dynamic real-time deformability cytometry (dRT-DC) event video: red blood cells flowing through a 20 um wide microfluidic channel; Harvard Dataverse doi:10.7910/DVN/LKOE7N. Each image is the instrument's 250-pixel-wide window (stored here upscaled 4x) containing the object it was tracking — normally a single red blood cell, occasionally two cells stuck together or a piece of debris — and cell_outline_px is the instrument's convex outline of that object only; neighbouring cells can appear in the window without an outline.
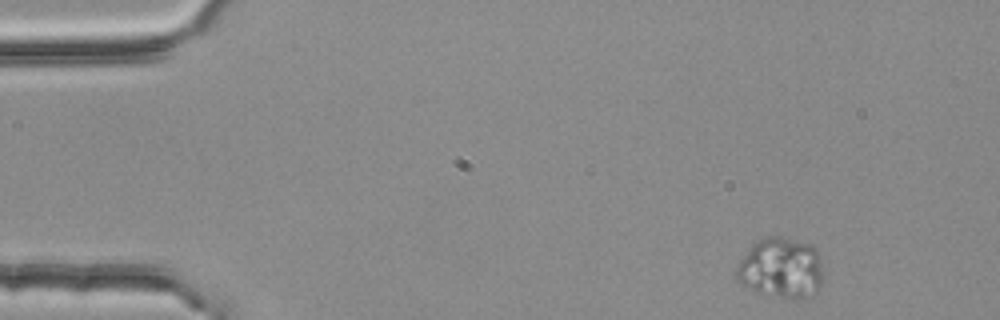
{"species": "common noctule bat (a hibernating species)", "species_latin": "Nyctalus noctula", "temperature_condition": "room temperature", "stored_images_in_passage": 49, "camera_frame_rate_fps": 3000, "um_per_image_px": 0.085, "animal": {"sex": "female", "body_mass_g": 25.1}, "frame": {"image": 1, "passage_image": 1, "time_ms": 0.0, "image_size_px": [1000, 320], "cell_outline_px": [[820, 284], [816, 292], [808, 300], [796, 300], [760, 292], [740, 284], [736, 280], [736, 268], [752, 240], [768, 236], [780, 236], [808, 244], [820, 256]], "centroid_in_image_um": [66.33, 22.79], "position_along_channel_um": 18.7, "area_um2": 30.63}}
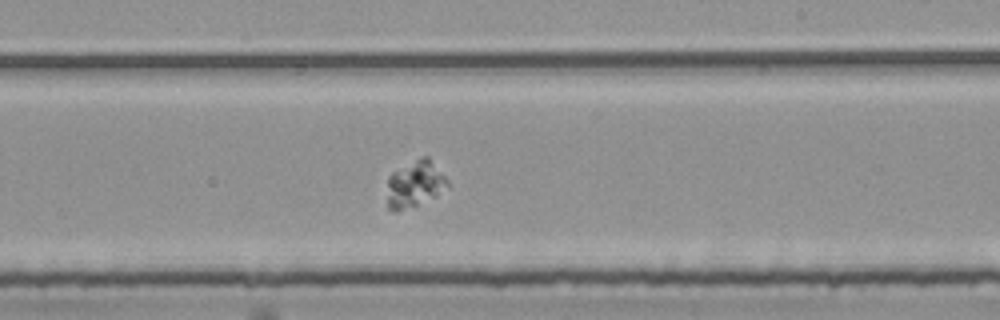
{"frame": {"image": 2, "passage_image": 28, "time_ms": 9.0, "image_size_px": [1000, 320], "cell_outline_px": [[448, 184], [436, 196], [396, 212], [392, 212], [388, 208], [388, 176], [392, 172], [420, 156], [428, 156], [448, 180]], "centroid_in_image_um": [35.24, 15.62], "position_along_channel_um": 253.8, "area_um2": 16.13}}
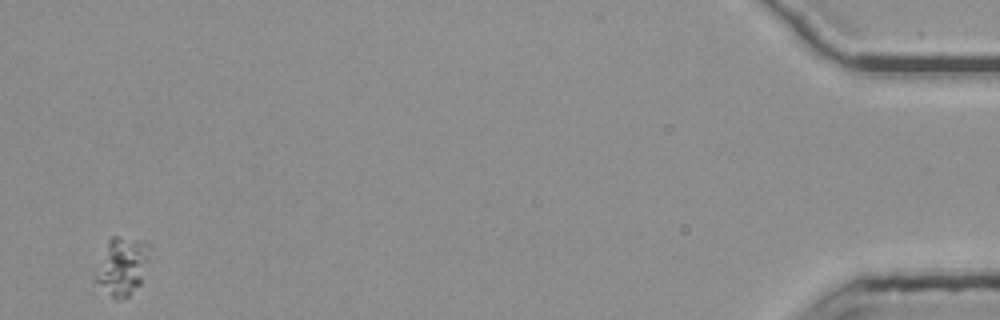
{"frame": {"image": 3, "passage_image": 49, "time_ms": 16.0, "image_size_px": [1000, 320], "cell_outline_px": [[152, 244], [148, 260], [140, 284], [128, 296], [116, 300], [96, 280], [92, 272], [108, 240], [112, 236], [116, 236], [144, 240]], "centroid_in_image_um": [10.38, 22.56], "position_along_channel_um": 424.8, "area_um2": 18.44}}